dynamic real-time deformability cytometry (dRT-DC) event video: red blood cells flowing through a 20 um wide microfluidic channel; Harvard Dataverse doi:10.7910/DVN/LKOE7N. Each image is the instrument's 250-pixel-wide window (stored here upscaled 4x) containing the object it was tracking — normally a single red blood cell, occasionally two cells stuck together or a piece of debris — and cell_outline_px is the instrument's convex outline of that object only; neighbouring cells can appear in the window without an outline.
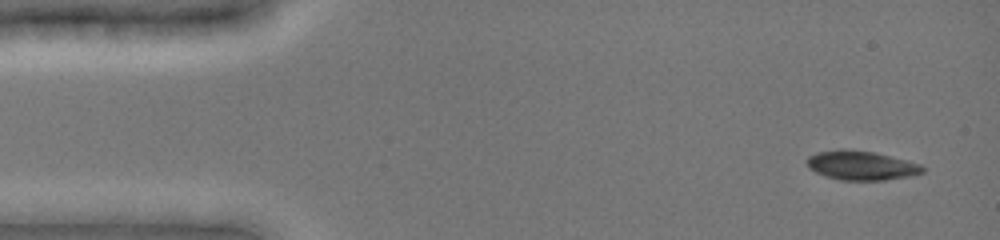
{"species": "common noctule bat (a hibernating species)", "species_latin": "Nyctalus noctula", "temperature_condition": "cold", "stored_images_in_passage": 4, "camera_frame_rate_fps": 3000, "um_per_image_px": 0.085, "animal": {"sex": "female", "body_mass_g": 19.0, "forearm_length_mm": 51.5}, "frame": {"image": 1, "passage_image": 1, "time_ms": 0.0, "image_size_px": [1000, 240], "cell_outline_px": [[924, 172], [912, 176], [884, 180], [840, 180], [816, 172], [808, 168], [808, 156], [816, 152], [840, 148], [844, 148], [872, 152], [920, 164], [924, 168]], "centroid_in_image_um": [73.19, 14.06], "position_along_channel_um": 11.8, "area_um2": 19.54}}
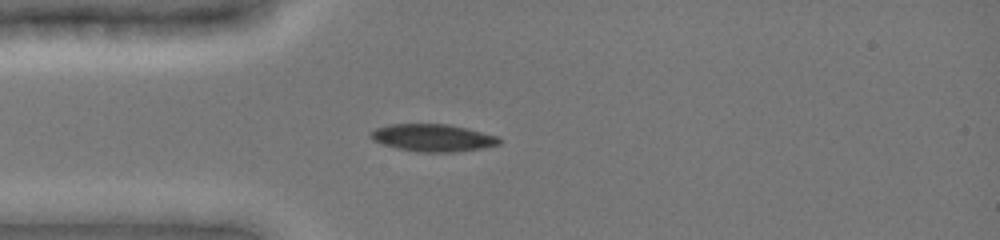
{"frame": {"image": 2, "passage_image": 4, "time_ms": 3.333, "image_size_px": [1000, 240], "cell_outline_px": [[500, 144], [480, 148], [452, 152], [416, 152], [396, 148], [380, 144], [372, 140], [368, 136], [368, 132], [376, 128], [388, 124], [448, 124], [468, 128], [500, 136]], "centroid_in_image_um": [36.74, 11.7], "position_along_channel_um": 48.3, "area_um2": 20.81}}